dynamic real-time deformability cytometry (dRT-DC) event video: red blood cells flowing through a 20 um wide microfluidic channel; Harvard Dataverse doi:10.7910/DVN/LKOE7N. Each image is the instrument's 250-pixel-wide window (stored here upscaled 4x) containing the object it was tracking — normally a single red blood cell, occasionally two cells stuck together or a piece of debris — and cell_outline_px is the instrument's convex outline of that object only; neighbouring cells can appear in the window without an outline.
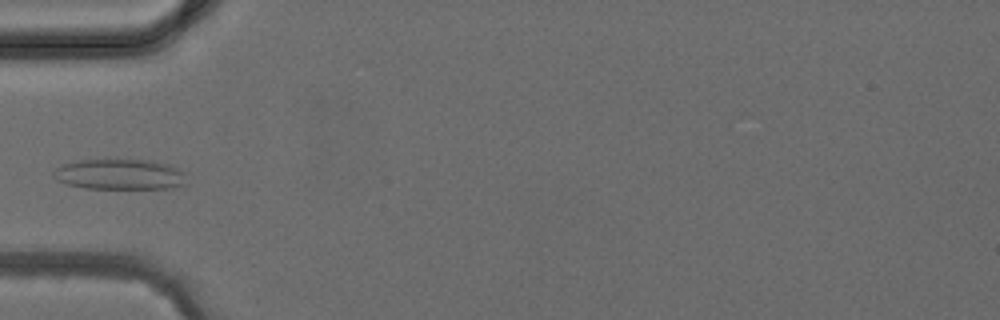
{"species": "common noctule bat (a hibernating species)", "species_latin": "Nyctalus noctula", "temperature_condition": "cold", "stored_images_in_passage": 3, "camera_frame_rate_fps": 3000, "um_per_image_px": 0.085, "animal": {"sex": "female", "body_mass_g": 24.6, "forearm_length_mm": 56.2}, "frame": {"image": 1, "passage_image": 3, "time_ms": 3.0, "image_size_px": [1000, 320], "cell_outline_px": [[188, 184], [168, 188], [84, 188], [68, 184], [56, 180], [52, 176], [52, 172], [60, 164], [76, 160], [152, 160], [168, 164], [176, 168], [180, 172]], "centroid_in_image_um": [10.1, 14.81], "position_along_channel_um": 74.9, "area_um2": 23.58}}